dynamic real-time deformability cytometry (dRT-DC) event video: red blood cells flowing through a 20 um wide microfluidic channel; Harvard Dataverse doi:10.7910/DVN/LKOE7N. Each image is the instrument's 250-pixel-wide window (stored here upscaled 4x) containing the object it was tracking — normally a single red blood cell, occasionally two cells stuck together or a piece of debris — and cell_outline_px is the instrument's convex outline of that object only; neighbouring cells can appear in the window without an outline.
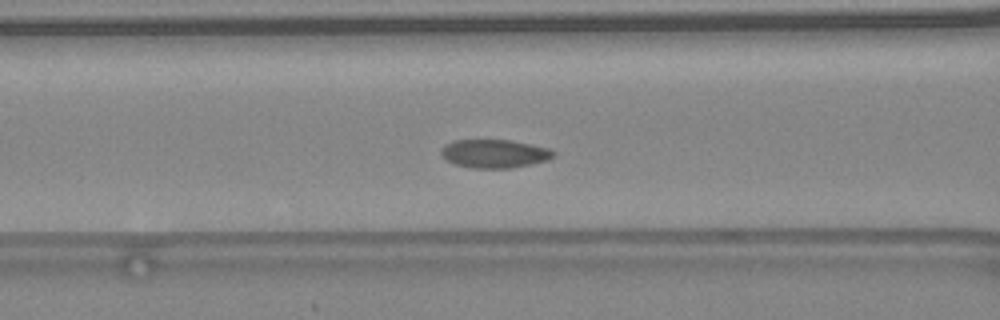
{"species": "common noctule bat (a hibernating species)", "species_latin": "Nyctalus noctula", "temperature_condition": "warm", "stored_images_in_passage": 38, "camera_frame_rate_fps": 3000, "um_per_image_px": 0.085, "animal": {"sex": "female", "body_mass_g": 24.6, "forearm_length_mm": 56.2}, "frame": {"image": 1, "passage_image": 12, "time_ms": 3.667, "image_size_px": [1000, 320], "cell_outline_px": [[556, 156], [548, 160], [508, 168], [472, 168], [456, 164], [448, 160], [440, 152], [444, 144], [452, 140], [512, 140], [532, 144], [548, 148], [556, 152]], "centroid_in_image_um": [42.05, 13.04], "position_along_channel_um": 124.6, "area_um2": 18.55}, "authors_computed_cell_mechanics": {"area_um2": 18.207, "velocity_mm_per_s": 4.4979, "shape_relaxation_time_tau1_ms": 3.0465, "shape_relaxation_time_tau2_ms": null, "deformation_change_tau1": 0.0912, "deformation_change_tau2": null}}